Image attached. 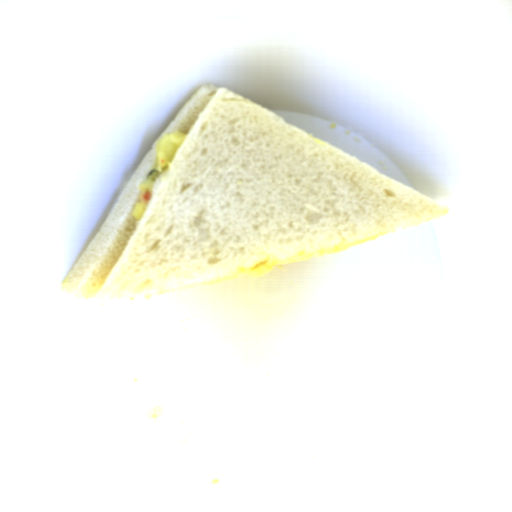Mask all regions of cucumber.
<instances>
[{"instance_id": "obj_1", "label": "cucumber", "mask_w": 512, "mask_h": 512, "mask_svg": "<svg viewBox=\"0 0 512 512\" xmlns=\"http://www.w3.org/2000/svg\"><path fill=\"white\" fill-rule=\"evenodd\" d=\"M160 176V173L159 171H157L156 169L155 170H151L150 172L147 173V176L146 178L148 179H151V180H155L157 179L158 177Z\"/></svg>"}]
</instances>
